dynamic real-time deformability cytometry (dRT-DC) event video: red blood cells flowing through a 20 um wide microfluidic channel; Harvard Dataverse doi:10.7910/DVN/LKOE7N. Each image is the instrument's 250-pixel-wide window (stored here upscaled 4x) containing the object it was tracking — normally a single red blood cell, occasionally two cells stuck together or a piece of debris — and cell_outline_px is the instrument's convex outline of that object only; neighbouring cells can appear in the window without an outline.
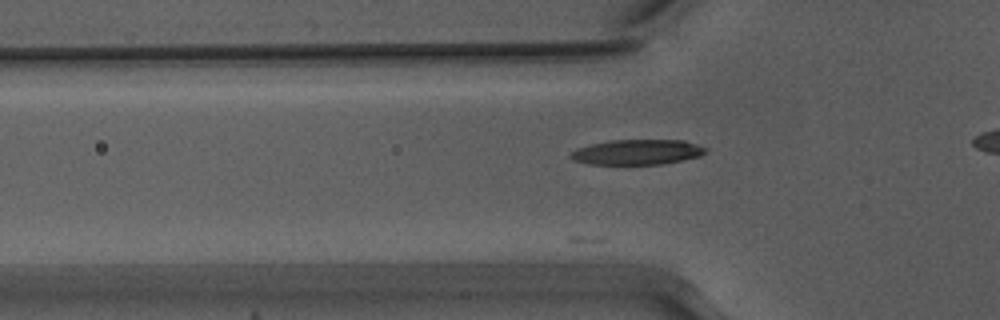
{"species": "Egyptian fruit bat (a non-hibernating species)", "species_latin": "Rousettus aegyptiacus", "temperature_condition": "warm", "stored_images_in_passage": 9, "camera_frame_rate_fps": 3000, "um_per_image_px": 0.085, "animal": {"sex": "male"}, "frame": {"image": 1, "passage_image": 3, "time_ms": 0.667, "image_size_px": [1000, 320], "cell_outline_px": [[708, 148], [700, 156], [664, 164], [588, 164], [572, 160], [568, 156], [576, 148], [592, 144], [612, 140], [684, 140]], "centroid_in_image_um": [54.15, 12.93], "position_along_channel_um": 71.7, "area_um2": 19.77}}
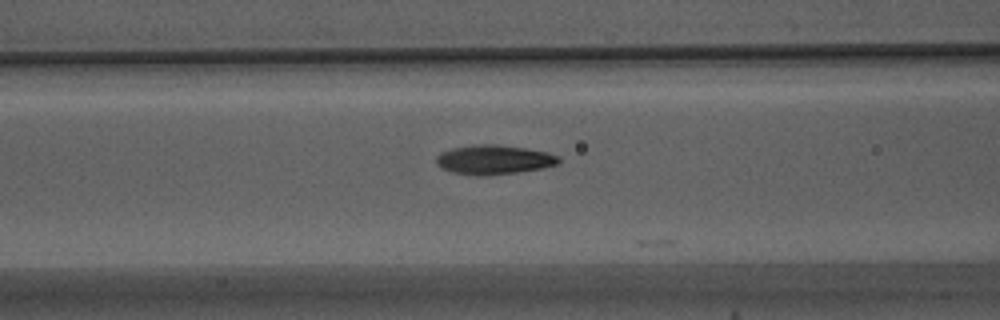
{"frame": {"image": 2, "passage_image": 7, "time_ms": 2.0, "image_size_px": [1000, 320], "cell_outline_px": [[560, 160], [556, 164], [544, 168], [488, 176], [476, 176], [452, 172], [440, 168], [436, 164], [436, 156], [440, 152], [452, 148], [472, 144], [496, 144], [524, 148], [548, 152], [560, 156]], "centroid_in_image_um": [41.94, 13.57], "position_along_channel_um": 124.7, "area_um2": 21.21}}